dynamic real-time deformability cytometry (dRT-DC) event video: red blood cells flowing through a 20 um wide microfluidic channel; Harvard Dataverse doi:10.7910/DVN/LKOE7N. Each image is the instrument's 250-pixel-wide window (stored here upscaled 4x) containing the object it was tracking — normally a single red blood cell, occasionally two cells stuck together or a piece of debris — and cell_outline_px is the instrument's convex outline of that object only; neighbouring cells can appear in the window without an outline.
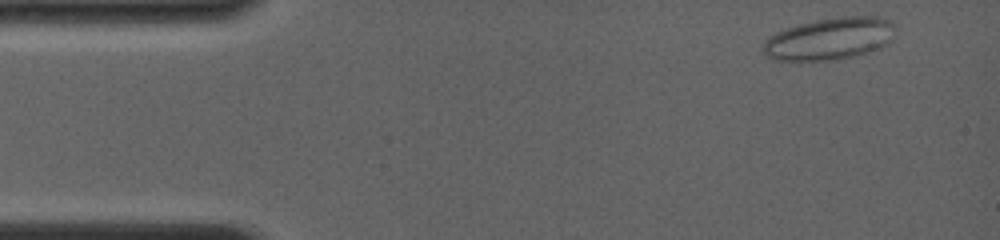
{"species": "common noctule bat (a hibernating species)", "species_latin": "Nyctalus noctula", "temperature_condition": "room temperature", "stored_images_in_passage": 29, "camera_frame_rate_fps": 4000, "um_per_image_px": 0.085, "animal": {"sex": "female", "body_mass_g": 19.0, "forearm_length_mm": 56.7}, "frame": {"image": 1, "passage_image": 1, "time_ms": 0.0, "image_size_px": [1000, 240], "cell_outline_px": [[892, 40], [888, 44], [880, 48], [856, 56], [836, 60], [772, 60], [760, 48], [764, 40], [768, 36], [784, 28], [816, 20], [844, 16], [880, 16], [888, 20], [892, 24]], "centroid_in_image_um": [70.48, 3.3], "position_along_channel_um": 14.5, "area_um2": 32.6}}
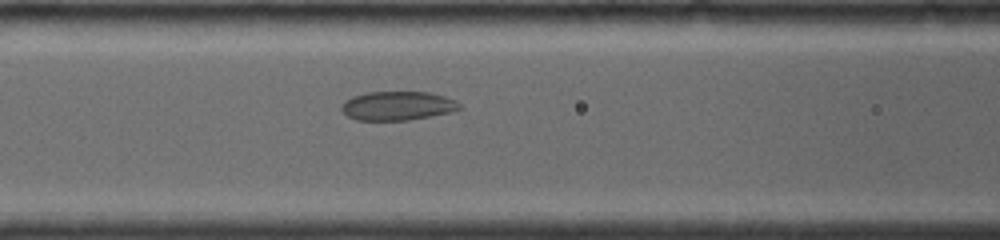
{"frame": {"image": 2, "passage_image": 22, "time_ms": 5.25, "image_size_px": [1000, 240], "cell_outline_px": [[464, 108], [452, 112], [408, 120], [356, 120], [348, 116], [340, 108], [344, 100], [352, 96], [368, 92], [428, 92], [444, 96], [456, 100]], "centroid_in_image_um": [33.81, 8.99], "position_along_channel_um": 132.8, "area_um2": 20.0}}
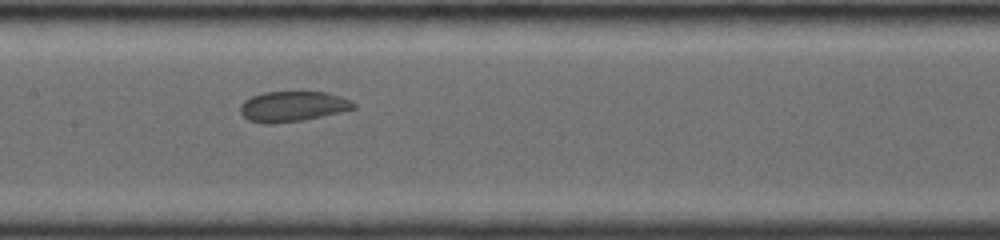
{"frame": {"image": 3, "passage_image": 28, "time_ms": 6.5, "image_size_px": [1000, 240], "cell_outline_px": [[356, 108], [340, 112], [300, 120], [272, 124], [264, 124], [248, 120], [240, 112], [240, 104], [244, 100], [252, 96], [264, 92], [328, 92], [352, 100], [356, 104]], "centroid_in_image_um": [24.87, 9.04], "position_along_channel_um": 182.5, "area_um2": 20.0}}